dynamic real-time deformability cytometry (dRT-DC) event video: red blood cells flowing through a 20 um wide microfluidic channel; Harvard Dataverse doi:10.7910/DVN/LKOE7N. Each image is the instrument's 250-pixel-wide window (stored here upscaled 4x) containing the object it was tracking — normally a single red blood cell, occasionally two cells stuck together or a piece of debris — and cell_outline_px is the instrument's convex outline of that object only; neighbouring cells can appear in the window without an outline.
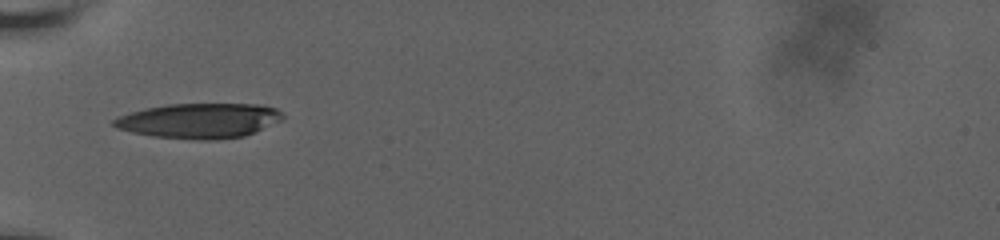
{"species": "human", "species_latin": "Homo sapiens", "temperature_condition": "room temperature", "stored_images_in_passage": 11, "camera_frame_rate_fps": 3000, "um_per_image_px": 0.085, "donor": {"sex": "male"}, "frame": {"image": 1, "passage_image": 1, "time_ms": 0.0, "image_size_px": [1000, 240], "cell_outline_px": [[284, 116], [280, 120], [244, 136], [212, 140], [200, 140], [152, 136], [132, 132], [116, 128], [112, 124], [112, 120], [120, 116], [144, 108], [168, 104], [260, 104], [276, 108]], "centroid_in_image_um": [16.91, 10.25], "position_along_channel_um": 68.1, "area_um2": 34.16}}
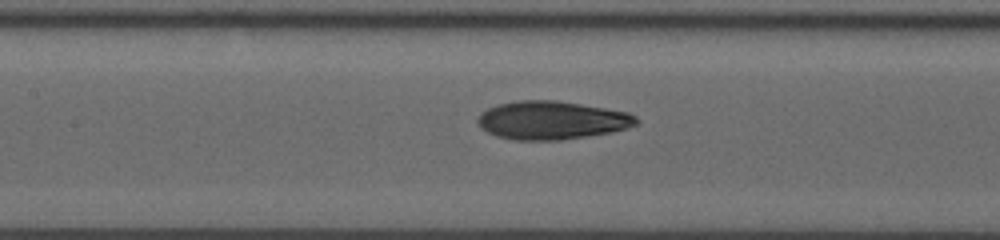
{"frame": {"image": 2, "passage_image": 7, "time_ms": 2.667, "image_size_px": [1000, 240], "cell_outline_px": [[640, 120], [636, 124], [628, 128], [612, 132], [556, 140], [512, 140], [496, 136], [480, 128], [476, 120], [476, 116], [480, 112], [496, 104], [516, 100], [556, 100], [628, 112], [636, 116]], "centroid_in_image_um": [46.84, 10.21], "position_along_channel_um": 160.6, "area_um2": 35.6}}
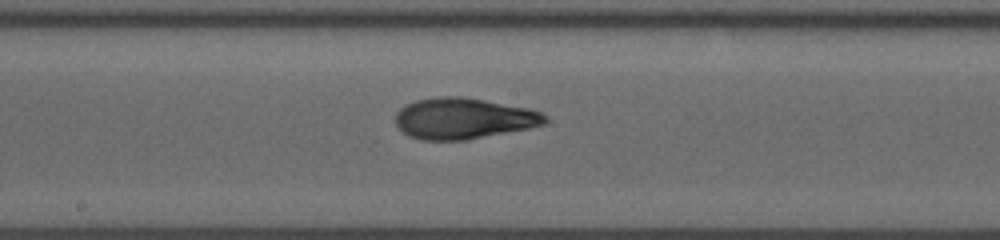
{"frame": {"image": 3, "passage_image": 10, "time_ms": 4.0, "image_size_px": [1000, 240], "cell_outline_px": [[548, 120], [544, 124], [528, 128], [468, 140], [424, 140], [408, 136], [396, 124], [396, 112], [400, 108], [416, 100], [440, 96], [460, 96], [484, 100], [528, 108], [544, 112], [548, 116]], "centroid_in_image_um": [39.42, 10.07], "position_along_channel_um": 208.8, "area_um2": 35.78}}